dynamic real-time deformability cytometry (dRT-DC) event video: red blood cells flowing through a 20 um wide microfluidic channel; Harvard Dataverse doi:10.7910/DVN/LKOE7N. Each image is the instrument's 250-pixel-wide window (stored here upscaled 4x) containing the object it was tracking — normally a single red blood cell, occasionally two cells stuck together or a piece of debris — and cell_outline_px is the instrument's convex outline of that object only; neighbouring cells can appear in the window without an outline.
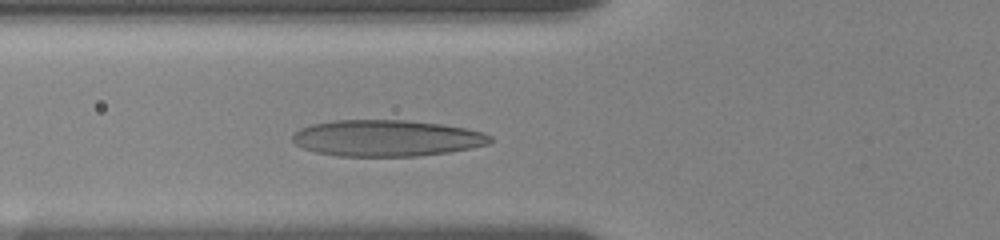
{"species": "human", "species_latin": "Homo sapiens", "temperature_condition": "room temperature", "stored_images_in_passage": 12, "camera_frame_rate_fps": 3000, "um_per_image_px": 0.085, "donor": {"sex": "female"}, "frame": {"image": 1, "passage_image": 7, "time_ms": 3.0, "image_size_px": [1000, 240], "cell_outline_px": [[492, 140], [488, 144], [472, 148], [448, 152], [420, 156], [336, 156], [316, 152], [304, 148], [296, 144], [292, 140], [292, 136], [300, 128], [312, 124], [332, 120], [408, 120], [440, 124], [464, 128], [484, 132], [492, 136]], "centroid_in_image_um": [32.87, 11.74], "position_along_channel_um": 92.9, "area_um2": 41.96}}
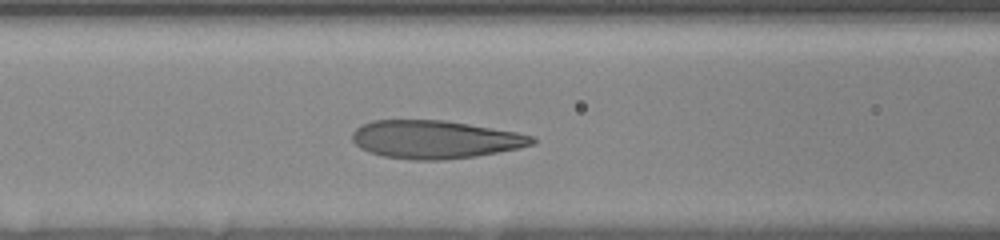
{"frame": {"image": 2, "passage_image": 9, "time_ms": 4.0, "image_size_px": [1000, 240], "cell_outline_px": [[536, 140], [532, 144], [516, 148], [476, 156], [444, 160], [412, 160], [384, 156], [368, 152], [360, 148], [352, 140], [352, 132], [356, 128], [372, 120], [444, 120], [516, 132], [532, 136]], "centroid_in_image_um": [36.92, 11.85], "position_along_channel_um": 129.7, "area_um2": 39.65}}
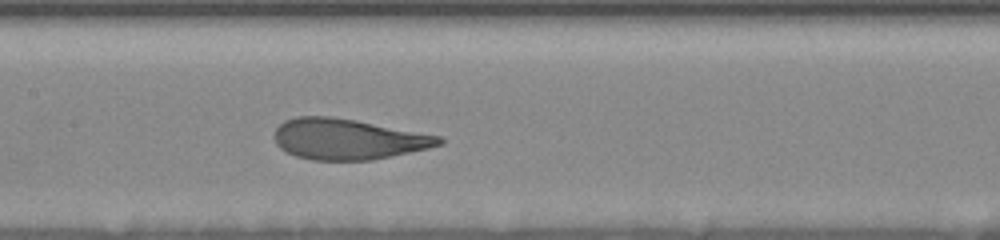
{"frame": {"image": 3, "passage_image": 12, "time_ms": 5.333, "image_size_px": [1000, 240], "cell_outline_px": [[444, 144], [428, 148], [392, 156], [372, 160], [312, 160], [296, 156], [280, 148], [276, 144], [276, 128], [284, 120], [296, 116], [328, 116], [356, 120], [440, 136], [444, 140]], "centroid_in_image_um": [29.58, 11.82], "position_along_channel_um": 177.8, "area_um2": 38.9}}